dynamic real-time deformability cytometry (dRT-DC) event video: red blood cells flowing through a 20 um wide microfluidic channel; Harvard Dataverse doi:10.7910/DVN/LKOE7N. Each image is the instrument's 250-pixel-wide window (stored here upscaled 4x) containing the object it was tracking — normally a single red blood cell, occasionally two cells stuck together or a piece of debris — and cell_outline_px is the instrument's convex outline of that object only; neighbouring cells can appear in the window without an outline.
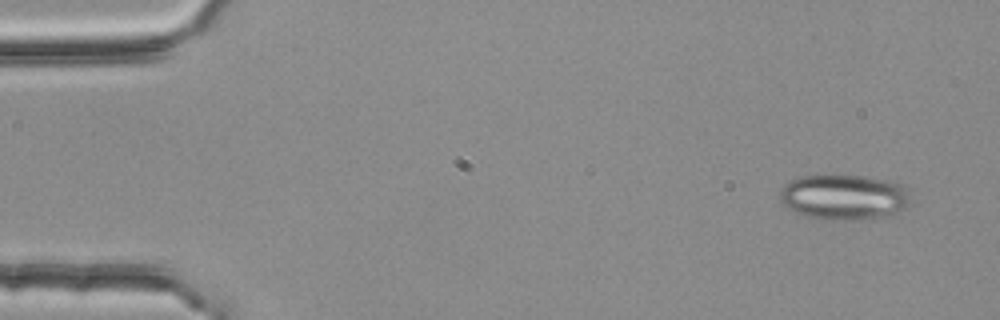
{"species": "common noctule bat (a hibernating species)", "species_latin": "Nyctalus noctula", "temperature_condition": "room temperature", "stored_images_in_passage": 52, "camera_frame_rate_fps": 3000, "um_per_image_px": 0.085, "animal": {"sex": "female", "body_mass_g": 25.1}, "frame": {"image": 1, "passage_image": 1, "time_ms": 0.0, "image_size_px": [1000, 320], "cell_outline_px": [[908, 204], [896, 216], [836, 220], [808, 216], [796, 212], [784, 204], [780, 200], [780, 188], [792, 180], [800, 176], [860, 176], [888, 180], [900, 184], [908, 192]], "centroid_in_image_um": [71.76, 16.76], "position_along_channel_um": 13.2, "area_um2": 34.04}}
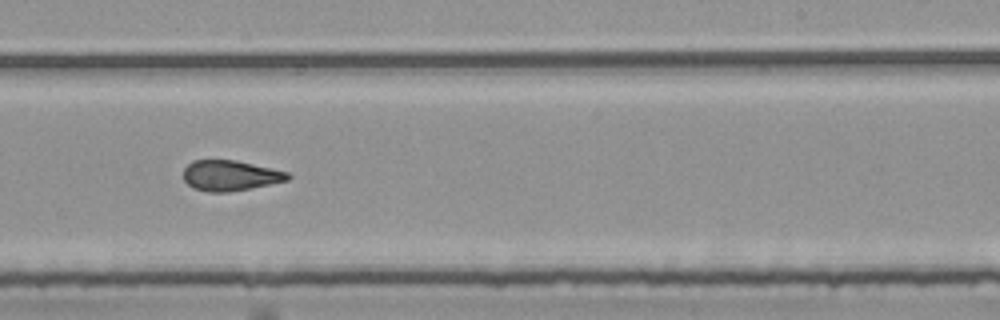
{"frame": {"image": 2, "passage_image": 31, "time_ms": 10.0, "image_size_px": [1000, 320], "cell_outline_px": [[292, 176], [288, 180], [228, 192], [208, 192], [192, 188], [184, 180], [184, 168], [192, 160], [236, 160], [288, 172]], "centroid_in_image_um": [19.54, 14.91], "position_along_channel_um": 269.5, "area_um2": 18.38}}
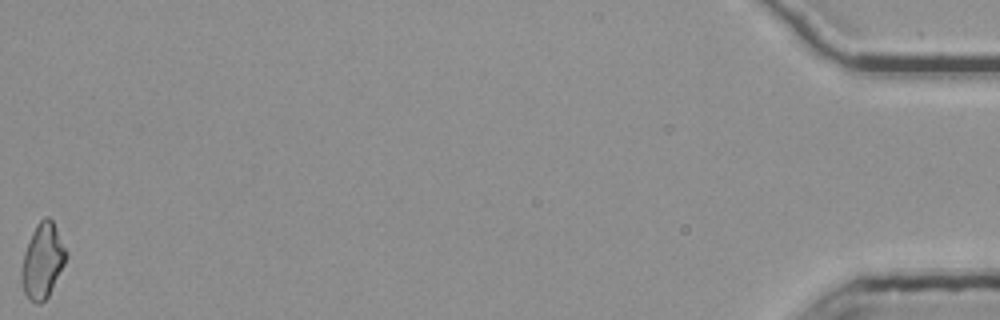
{"frame": {"image": 3, "passage_image": 52, "time_ms": 17.0, "image_size_px": [1000, 320], "cell_outline_px": [[68, 256], [48, 296], [40, 304], [36, 304], [24, 292], [20, 280], [20, 268], [24, 252], [32, 232], [36, 224], [44, 216], [48, 216], [52, 220]], "centroid_in_image_um": [3.58, 22.17], "position_along_channel_um": 431.6, "area_um2": 19.25}, "authors_computed_cell_mechanics": {"area_um2": 19.2474, "velocity_mm_per_s": 3.7722, "shape_relaxation_time_tau1_ms": null, "shape_relaxation_time_tau2_ms": 2.0553, "deformation_change_tau1": null, "deformation_change_tau2": 0.1052}}